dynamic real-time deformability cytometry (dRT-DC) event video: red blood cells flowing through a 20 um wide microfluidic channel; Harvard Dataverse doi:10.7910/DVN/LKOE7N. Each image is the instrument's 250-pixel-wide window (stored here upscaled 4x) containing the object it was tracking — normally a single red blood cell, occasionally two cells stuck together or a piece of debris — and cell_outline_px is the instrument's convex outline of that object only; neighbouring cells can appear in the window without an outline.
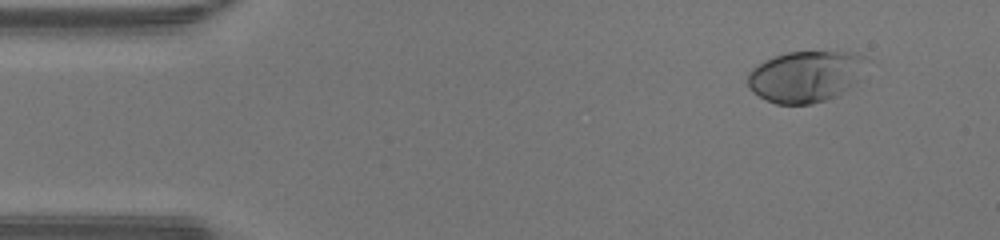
{"species": "human", "species_latin": "Homo sapiens", "temperature_condition": "warm", "stored_images_in_passage": 44, "camera_frame_rate_fps": 3000, "um_per_image_px": 0.085, "donor": {"sex": "male"}, "frame": {"image": 1, "passage_image": 1, "time_ms": 0.0, "image_size_px": [1000, 240], "cell_outline_px": [[864, 56], [860, 80], [840, 96], [812, 104], [776, 104], [752, 92], [748, 88], [748, 72], [752, 68], [776, 56], [788, 52], [848, 52]], "centroid_in_image_um": [68.47, 6.53], "position_along_channel_um": 16.5, "area_um2": 35.32}}
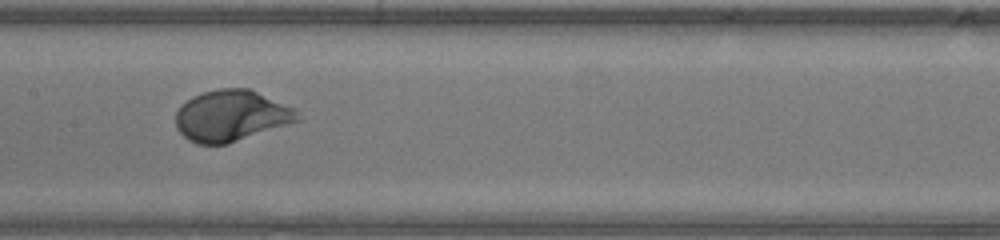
{"frame": {"image": 2, "passage_image": 20, "time_ms": 6.333, "image_size_px": [1000, 240], "cell_outline_px": [[300, 120], [228, 144], [196, 144], [188, 140], [176, 128], [176, 112], [180, 104], [192, 96], [204, 92], [220, 88], [248, 88], [296, 108]], "centroid_in_image_um": [19.63, 9.84], "position_along_channel_um": 187.8, "area_um2": 36.36}}
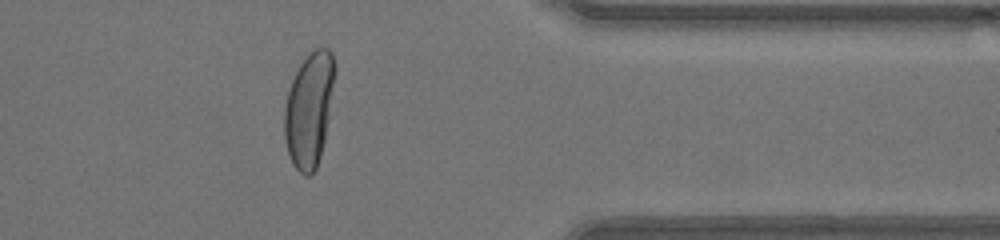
{"frame": {"image": 3, "passage_image": 35, "time_ms": 11.333, "image_size_px": [1000, 240], "cell_outline_px": [[336, 72], [328, 120], [324, 140], [320, 156], [316, 168], [312, 176], [304, 176], [292, 164], [284, 140], [284, 108], [288, 92], [292, 80], [300, 64], [312, 44], [328, 48], [332, 52], [336, 64]], "centroid_in_image_um": [26.29, 9.23], "position_along_channel_um": 385.1, "area_um2": 34.28}, "authors_computed_cell_mechanics": {"area_um2": 35.6337, "velocity_mm_per_s": 4.2967, "shape_relaxation_time_tau1_ms": 2.5129, "shape_relaxation_time_tau2_ms": null, "deformation_change_tau1": 0.2151, "deformation_change_tau2": null}}